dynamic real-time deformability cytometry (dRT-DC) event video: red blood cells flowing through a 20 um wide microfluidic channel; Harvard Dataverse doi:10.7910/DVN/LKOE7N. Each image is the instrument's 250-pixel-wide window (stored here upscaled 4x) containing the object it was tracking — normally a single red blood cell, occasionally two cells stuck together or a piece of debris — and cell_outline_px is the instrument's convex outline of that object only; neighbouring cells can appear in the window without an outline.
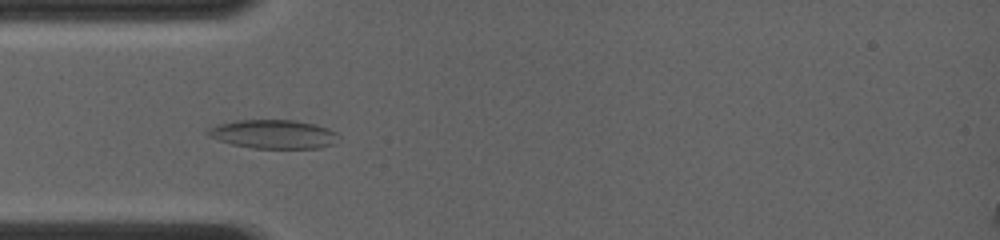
{"species": "common noctule bat (a hibernating species)", "species_latin": "Nyctalus noctula", "temperature_condition": "room temperature", "stored_images_in_passage": 9, "camera_frame_rate_fps": 4000, "um_per_image_px": 0.085, "animal": {"sex": "female", "body_mass_g": 19.0, "forearm_length_mm": 56.7}, "frame": {"image": 1, "passage_image": 6, "time_ms": 1.25, "image_size_px": [1000, 240], "cell_outline_px": [[336, 144], [320, 148], [252, 148], [232, 144], [208, 136], [204, 132], [208, 128], [216, 124], [236, 120], [296, 120], [328, 128], [336, 132]], "centroid_in_image_um": [23.2, 11.4], "position_along_channel_um": 61.8, "area_um2": 21.96}}
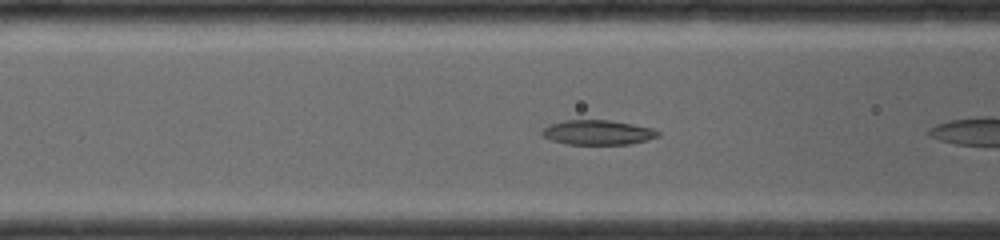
{"frame": {"image": 2, "passage_image": 8, "time_ms": 1.75, "image_size_px": [1000, 240], "cell_outline_px": [[660, 136], [648, 140], [628, 144], [568, 144], [552, 140], [544, 136], [540, 132], [548, 124], [564, 120], [608, 120], [632, 124], [652, 128], [660, 132]], "centroid_in_image_um": [50.81, 11.25], "position_along_channel_um": 115.8, "area_um2": 16.65}}